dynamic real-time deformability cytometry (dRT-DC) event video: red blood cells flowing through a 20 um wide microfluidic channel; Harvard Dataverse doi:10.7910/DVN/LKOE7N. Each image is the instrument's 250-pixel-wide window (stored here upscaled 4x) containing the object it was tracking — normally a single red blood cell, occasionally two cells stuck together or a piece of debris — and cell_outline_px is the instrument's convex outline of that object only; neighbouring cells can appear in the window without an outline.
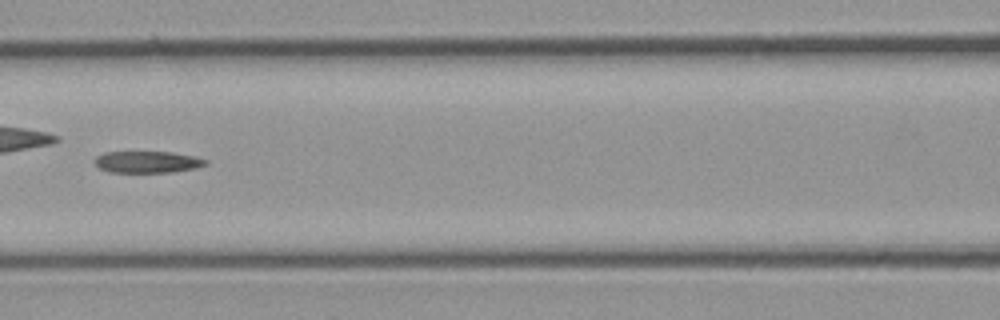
{"species": "common noctule bat (a hibernating species)", "species_latin": "Nyctalus noctula", "temperature_condition": "cold", "stored_images_in_passage": 6, "camera_frame_rate_fps": 3000, "um_per_image_px": 0.085, "animal": {"sex": "male", "body_mass_g": 23.1, "forearm_length_mm": 52.7}, "frame": {"image": 1, "passage_image": 6, "time_ms": 6.333, "image_size_px": [1000, 320], "cell_outline_px": [[208, 164], [196, 168], [172, 172], [108, 172], [100, 168], [92, 160], [96, 156], [104, 152], [172, 152], [192, 156], [208, 160]], "centroid_in_image_um": [12.51, 13.77], "position_along_channel_um": 154.1, "area_um2": 14.05}}